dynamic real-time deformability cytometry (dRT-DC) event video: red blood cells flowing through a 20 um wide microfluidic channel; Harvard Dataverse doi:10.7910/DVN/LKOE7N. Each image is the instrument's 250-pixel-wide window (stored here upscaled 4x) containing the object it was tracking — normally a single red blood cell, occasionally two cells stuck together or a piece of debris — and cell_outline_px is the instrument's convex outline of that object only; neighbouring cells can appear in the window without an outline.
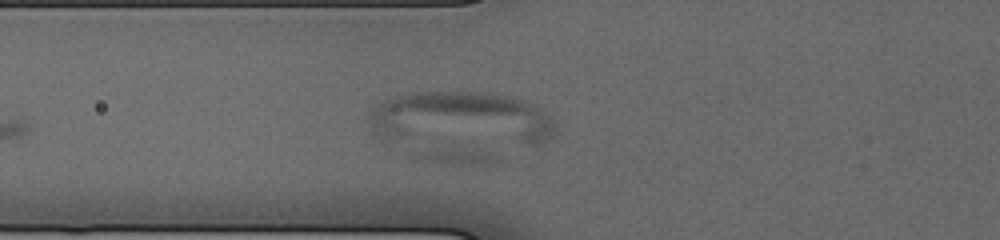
{"species": "human", "species_latin": "Homo sapiens", "temperature_condition": "cold", "stored_images_in_passage": 15, "camera_frame_rate_fps": 3000, "um_per_image_px": 0.085, "donor": {"sex": "male"}, "frame": {"image": 1, "passage_image": 4, "time_ms": 1.0, "image_size_px": [1000, 240], "cell_outline_px": [[556, 128], [552, 136], [548, 140], [536, 144], [528, 144], [380, 136], [372, 132], [368, 124], [368, 108], [372, 104], [380, 100], [396, 96], [416, 92], [492, 92], [512, 96], [528, 100], [536, 104], [552, 120]], "centroid_in_image_um": [39.2, 10.01], "position_along_channel_um": 86.6, "area_um2": 57.86}}